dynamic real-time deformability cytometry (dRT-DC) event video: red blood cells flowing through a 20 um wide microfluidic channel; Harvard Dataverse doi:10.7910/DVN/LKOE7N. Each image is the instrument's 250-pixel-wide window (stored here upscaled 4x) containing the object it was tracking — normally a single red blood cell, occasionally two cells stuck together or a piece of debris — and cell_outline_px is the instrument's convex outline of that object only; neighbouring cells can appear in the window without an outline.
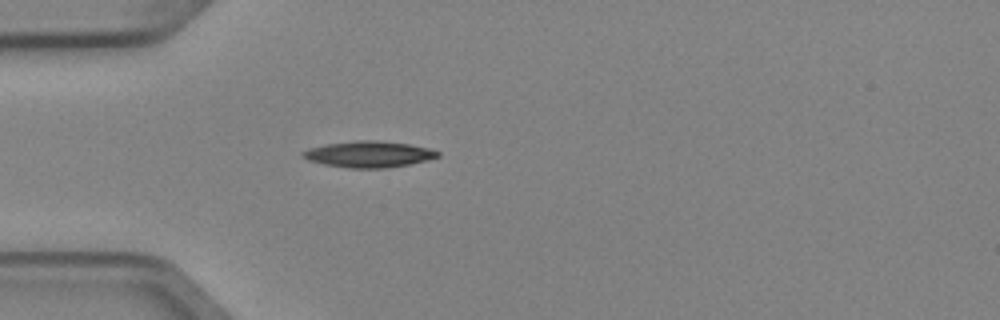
{"species": "Egyptian fruit bat (a non-hibernating species)", "species_latin": "Rousettus aegyptiacus", "temperature_condition": "cold", "stored_images_in_passage": 2, "camera_frame_rate_fps": 3000, "um_per_image_px": 0.085, "animal": {"sex": "female"}, "frame": {"image": 1, "passage_image": 2, "time_ms": 0.333, "image_size_px": [1000, 320], "cell_outline_px": [[440, 156], [428, 160], [408, 164], [384, 168], [352, 168], [324, 164], [308, 160], [300, 156], [300, 152], [308, 148], [328, 144], [360, 140], [376, 140], [408, 144], [428, 148], [440, 152]], "centroid_in_image_um": [31.33, 13.11], "position_along_channel_um": 53.7, "area_um2": 20.46}}